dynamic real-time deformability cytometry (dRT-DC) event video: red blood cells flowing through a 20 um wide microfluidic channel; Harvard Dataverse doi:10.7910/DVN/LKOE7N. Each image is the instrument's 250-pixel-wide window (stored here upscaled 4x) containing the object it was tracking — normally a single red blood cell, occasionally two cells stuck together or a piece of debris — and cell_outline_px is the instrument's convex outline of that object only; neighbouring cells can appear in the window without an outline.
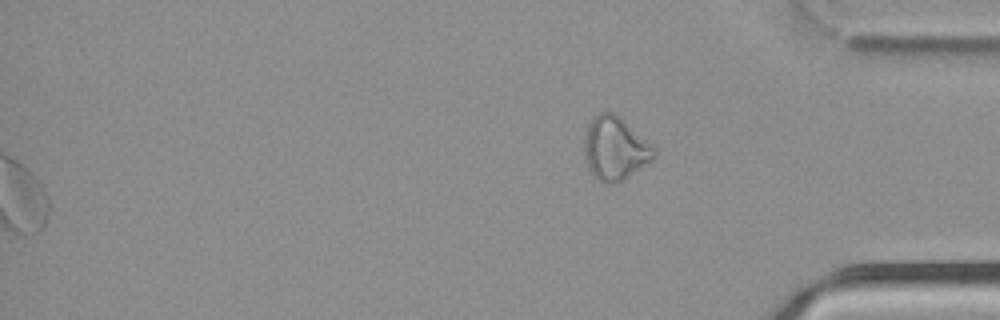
{"species": "common noctule bat (a hibernating species)", "species_latin": "Nyctalus noctula", "temperature_condition": "cold", "stored_images_in_passage": 53, "segment_of_instrument_passage": [2, 2], "camera_frame_rate_fps": 3000, "um_per_image_px": 0.085, "animal": {"sex": "male", "body_mass_g": 21.5, "forearm_length_mm": 52.0}, "frame": {"image": 1, "passage_image": 53, "time_ms": 17.333, "image_size_px": [1000, 320], "cell_outline_px": [[656, 156], [624, 180], [616, 184], [600, 180], [592, 176], [588, 168], [584, 156], [584, 136], [588, 124], [592, 116], [600, 112], [616, 112], [656, 144]], "centroid_in_image_um": [52.31, 12.56], "position_along_channel_um": 382.9, "area_um2": 26.59}}